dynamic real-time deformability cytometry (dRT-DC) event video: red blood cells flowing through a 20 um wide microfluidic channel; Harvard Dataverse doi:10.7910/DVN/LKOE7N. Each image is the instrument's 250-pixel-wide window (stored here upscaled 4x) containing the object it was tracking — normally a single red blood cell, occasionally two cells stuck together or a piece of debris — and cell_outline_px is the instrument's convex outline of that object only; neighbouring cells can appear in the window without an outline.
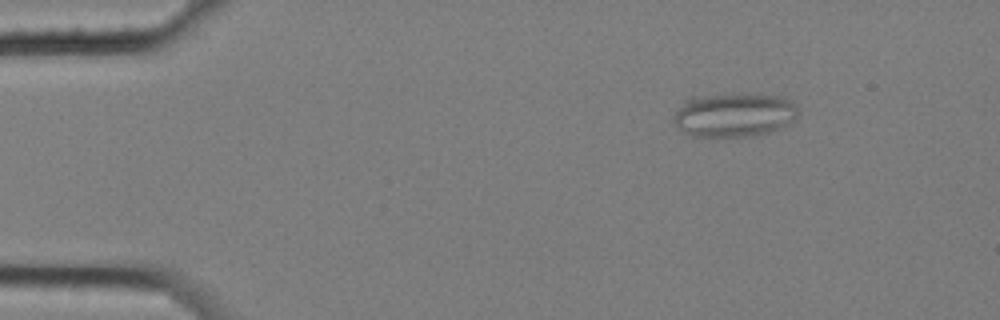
{"species": "common noctule bat (a hibernating species)", "species_latin": "Nyctalus noctula", "temperature_condition": "cold", "stored_images_in_passage": 5, "camera_frame_rate_fps": 3000, "um_per_image_px": 0.085, "animal": {"sex": "female", "body_mass_g": 25.1}, "frame": {"image": 1, "passage_image": 2, "time_ms": 0.333, "image_size_px": [1000, 320], "cell_outline_px": [[796, 116], [792, 120], [768, 132], [752, 136], [692, 136], [684, 132], [672, 120], [672, 116], [684, 100], [688, 96], [784, 96], [792, 100], [796, 104]], "centroid_in_image_um": [62.33, 9.78], "position_along_channel_um": 22.7, "area_um2": 30.98}}